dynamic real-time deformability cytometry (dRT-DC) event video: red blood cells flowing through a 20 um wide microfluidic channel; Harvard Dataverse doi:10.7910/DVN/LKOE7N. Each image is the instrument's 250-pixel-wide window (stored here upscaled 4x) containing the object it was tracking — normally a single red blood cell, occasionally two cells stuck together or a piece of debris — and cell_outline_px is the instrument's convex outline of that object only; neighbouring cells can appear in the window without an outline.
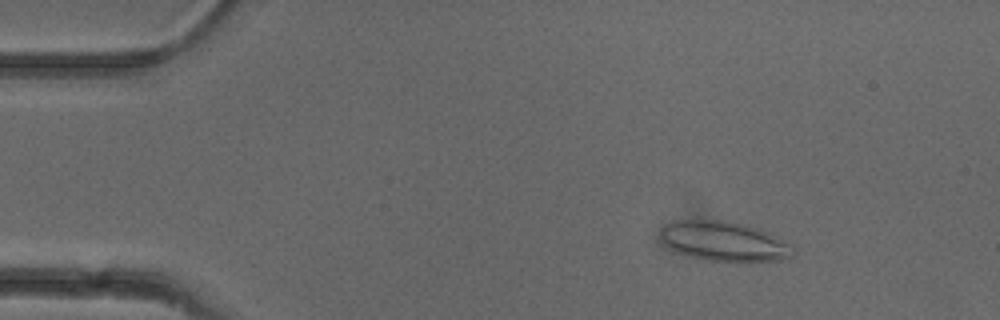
{"species": "common noctule bat (a hibernating species)", "species_latin": "Nyctalus noctula", "temperature_condition": "cold", "stored_images_in_passage": 4, "camera_frame_rate_fps": 3000, "um_per_image_px": 0.085, "animal": {"sex": "female"}, "frame": {"image": 1, "passage_image": 2, "time_ms": 1.0, "image_size_px": [1000, 320], "cell_outline_px": [[796, 252], [792, 256], [780, 260], [708, 260], [692, 256], [680, 252], [664, 244], [660, 236], [660, 228], [664, 224], [672, 220], [724, 220], [760, 228], [792, 244]], "centroid_in_image_um": [61.55, 20.47], "position_along_channel_um": 23.5, "area_um2": 30.4}}